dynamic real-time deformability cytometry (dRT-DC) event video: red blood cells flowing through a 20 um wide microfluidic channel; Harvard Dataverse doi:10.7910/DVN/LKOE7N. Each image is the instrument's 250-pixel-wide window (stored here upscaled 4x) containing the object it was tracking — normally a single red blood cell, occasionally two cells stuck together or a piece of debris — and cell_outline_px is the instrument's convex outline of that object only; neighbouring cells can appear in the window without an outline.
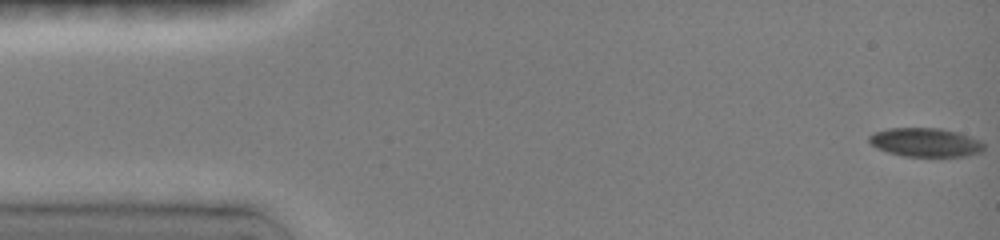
{"species": "common noctule bat (a hibernating species)", "species_latin": "Nyctalus noctula", "temperature_condition": "room temperature", "stored_images_in_passage": 10, "camera_frame_rate_fps": 3000, "um_per_image_px": 0.085, "animal": {"sex": "female", "body_mass_g": 19.0, "forearm_length_mm": 51.5}, "frame": {"image": 1, "passage_image": 1, "time_ms": 0.0, "image_size_px": [1000, 240], "cell_outline_px": [[984, 148], [980, 152], [964, 156], [904, 156], [888, 152], [876, 148], [868, 140], [868, 136], [872, 132], [888, 128], [940, 128], [960, 132], [980, 140], [984, 144]], "centroid_in_image_um": [78.64, 12.09], "position_along_channel_um": 6.4, "area_um2": 19.36}}
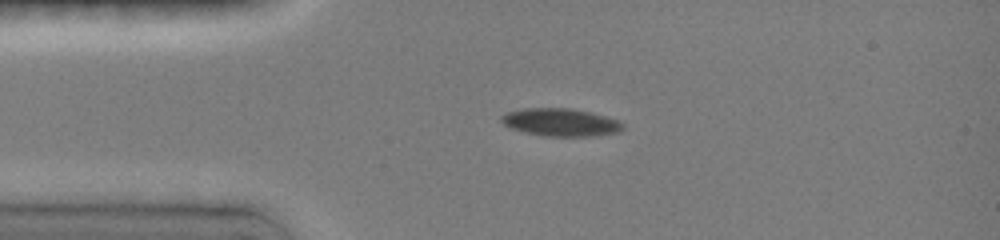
{"frame": {"image": 2, "passage_image": 8, "time_ms": 3.333, "image_size_px": [1000, 240], "cell_outline_px": [[624, 128], [620, 132], [592, 136], [540, 136], [524, 132], [512, 128], [504, 124], [500, 120], [500, 116], [508, 112], [524, 108], [572, 108], [592, 112], [620, 120], [624, 124]], "centroid_in_image_um": [47.69, 10.39], "position_along_channel_um": 37.3, "area_um2": 19.88}}